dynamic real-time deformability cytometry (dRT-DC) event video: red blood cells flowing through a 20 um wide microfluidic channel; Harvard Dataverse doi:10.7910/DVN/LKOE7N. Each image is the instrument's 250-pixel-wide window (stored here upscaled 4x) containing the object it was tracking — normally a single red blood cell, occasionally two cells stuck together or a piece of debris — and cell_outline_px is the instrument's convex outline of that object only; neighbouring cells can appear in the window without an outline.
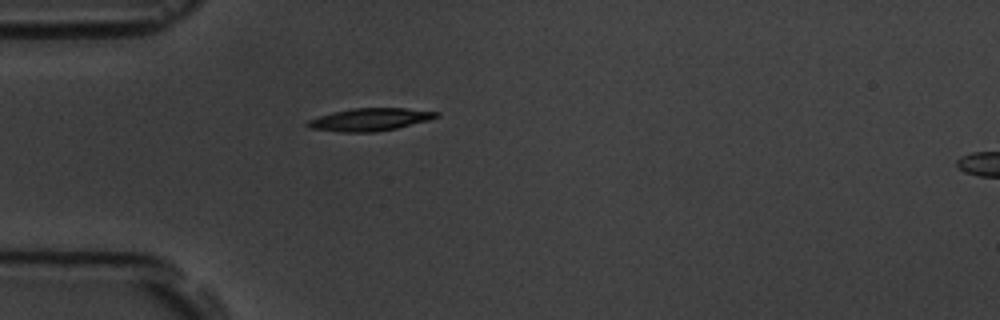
{"species": "common noctule bat (a hibernating species)", "species_latin": "Nyctalus noctula", "temperature_condition": "room temperature", "stored_images_in_passage": 2, "segment_of_instrument_passage": [1, 2], "camera_frame_rate_fps": 3000, "um_per_image_px": 0.085, "animal": {"sex": "male", "body_mass_g": 19.5, "forearm_length_mm": 54.6}, "frame": {"image": 1, "passage_image": 1, "time_ms": 0.0, "image_size_px": [1000, 320], "cell_outline_px": [[440, 116], [428, 120], [396, 128], [376, 132], [340, 132], [308, 128], [304, 124], [308, 120], [332, 112], [352, 108], [404, 108], [440, 112]], "centroid_in_image_um": [31.41, 10.16], "position_along_channel_um": 53.6, "area_um2": 16.99}}